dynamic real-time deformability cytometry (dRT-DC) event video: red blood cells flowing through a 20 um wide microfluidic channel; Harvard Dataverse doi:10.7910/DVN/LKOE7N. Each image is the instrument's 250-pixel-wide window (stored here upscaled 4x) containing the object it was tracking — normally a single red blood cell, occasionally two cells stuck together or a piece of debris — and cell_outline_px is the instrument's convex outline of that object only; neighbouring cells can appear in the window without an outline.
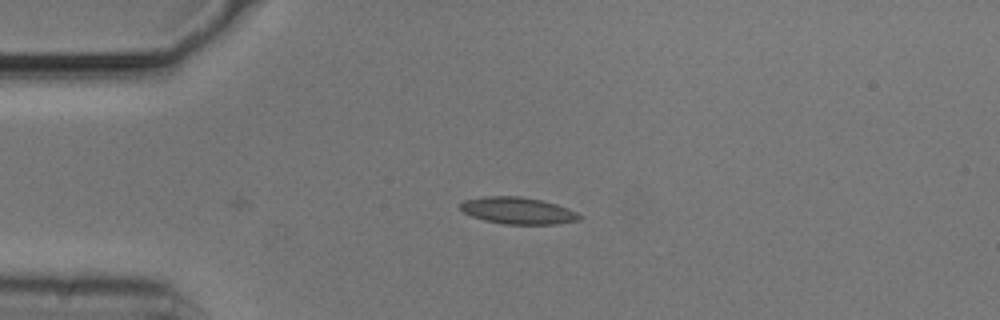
{"species": "common noctule bat (a hibernating species)", "species_latin": "Nyctalus noctula", "temperature_condition": "cold", "stored_images_in_passage": 22, "camera_frame_rate_fps": 3000, "um_per_image_px": 0.085, "animal": {"sex": "male", "body_mass_g": 20.5, "forearm_length_mm": 52.5}, "frame": {"image": 1, "passage_image": 1, "time_ms": 0.0, "image_size_px": [1000, 320], "cell_outline_px": [[584, 216], [580, 220], [556, 224], [504, 224], [484, 220], [472, 216], [464, 212], [460, 208], [460, 204], [464, 200], [484, 196], [520, 196], [540, 200], [556, 204], [568, 208]], "centroid_in_image_um": [44.04, 17.9], "position_along_channel_um": 41.0, "area_um2": 18.61}}
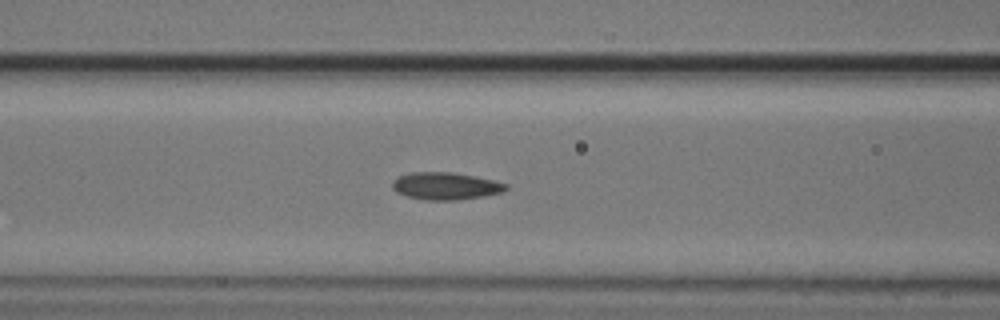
{"frame": {"image": 2, "passage_image": 10, "time_ms": 3.0, "image_size_px": [1000, 320], "cell_outline_px": [[508, 188], [504, 192], [484, 196], [456, 200], [424, 200], [408, 196], [396, 192], [392, 188], [392, 184], [400, 176], [412, 172], [452, 172], [476, 176], [508, 184]], "centroid_in_image_um": [37.92, 15.81], "position_along_channel_um": 128.7, "area_um2": 18.03}}
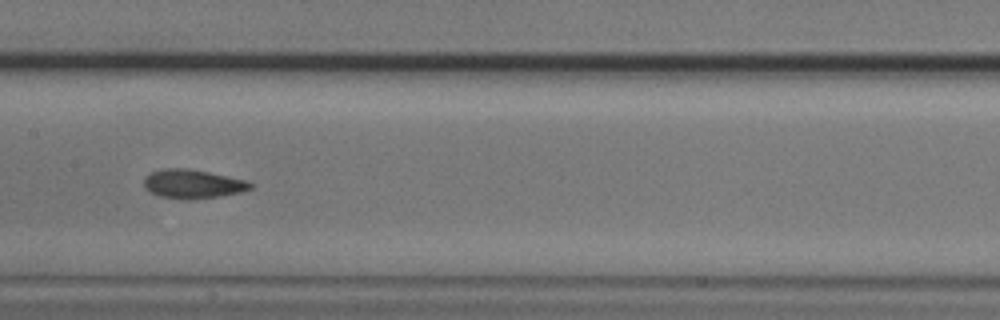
{"frame": {"image": 3, "passage_image": 15, "time_ms": 4.667, "image_size_px": [1000, 320], "cell_outline_px": [[252, 188], [240, 192], [220, 196], [192, 200], [188, 200], [160, 196], [144, 188], [144, 180], [148, 172], [160, 168], [188, 168], [248, 180], [252, 184]], "centroid_in_image_um": [16.36, 15.62], "position_along_channel_um": 191.0, "area_um2": 18.09}}